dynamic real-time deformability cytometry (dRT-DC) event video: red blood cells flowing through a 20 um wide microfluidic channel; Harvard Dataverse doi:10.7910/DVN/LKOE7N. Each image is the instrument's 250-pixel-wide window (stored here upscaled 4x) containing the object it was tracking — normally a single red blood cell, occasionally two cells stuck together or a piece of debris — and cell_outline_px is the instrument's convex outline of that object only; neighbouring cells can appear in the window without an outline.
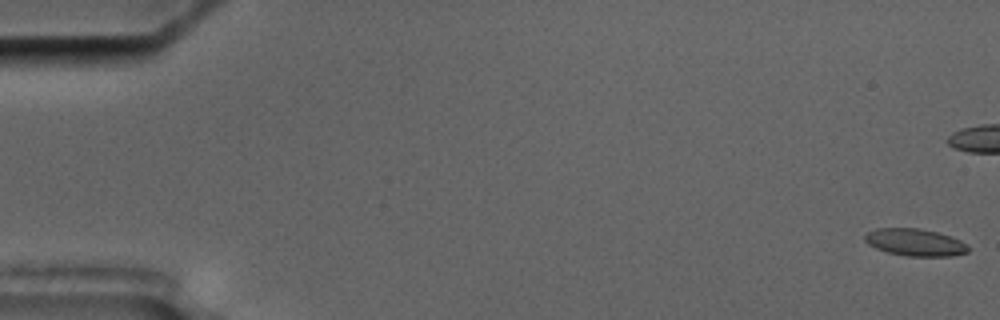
{"species": "common noctule bat (a hibernating species)", "species_latin": "Nyctalus noctula", "temperature_condition": "cold", "stored_images_in_passage": 9, "camera_frame_rate_fps": 3000, "um_per_image_px": 0.085, "animal": {"sex": "male", "body_mass_g": 17.5, "forearm_length_mm": 52.3}, "frame": {"image": 1, "passage_image": 1, "time_ms": 0.0, "image_size_px": [1000, 320], "cell_outline_px": [[968, 252], [952, 256], [908, 256], [888, 252], [876, 248], [868, 244], [864, 240], [864, 236], [868, 232], [876, 228], [920, 228], [936, 232], [960, 240], [968, 244]], "centroid_in_image_um": [77.77, 20.6], "position_along_channel_um": 7.2, "area_um2": 16.3}}